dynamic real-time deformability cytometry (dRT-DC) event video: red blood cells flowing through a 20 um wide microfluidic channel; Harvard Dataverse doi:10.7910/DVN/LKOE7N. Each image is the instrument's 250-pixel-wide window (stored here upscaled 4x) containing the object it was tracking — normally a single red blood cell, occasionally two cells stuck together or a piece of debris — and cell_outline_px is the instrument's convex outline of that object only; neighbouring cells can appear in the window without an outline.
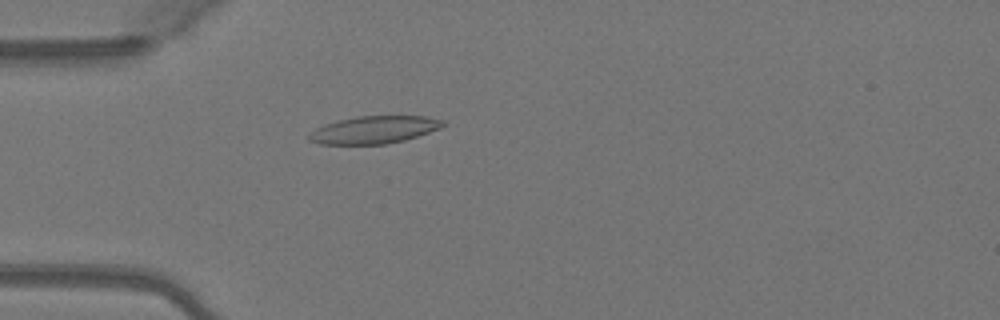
{"species": "Egyptian fruit bat (a non-hibernating species)", "species_latin": "Rousettus aegyptiacus", "temperature_condition": "warm", "stored_images_in_passage": 50, "camera_frame_rate_fps": 3000, "um_per_image_px": 0.085, "animal": {"sex": "female"}, "frame": {"image": 1, "passage_image": 15, "time_ms": 4.667, "image_size_px": [1000, 320], "cell_outline_px": [[448, 124], [440, 128], [404, 140], [384, 144], [320, 144], [308, 140], [308, 136], [316, 128], [324, 124], [356, 116], [424, 116], [444, 120]], "centroid_in_image_um": [31.81, 11.02], "position_along_channel_um": 53.2, "area_um2": 21.33}}
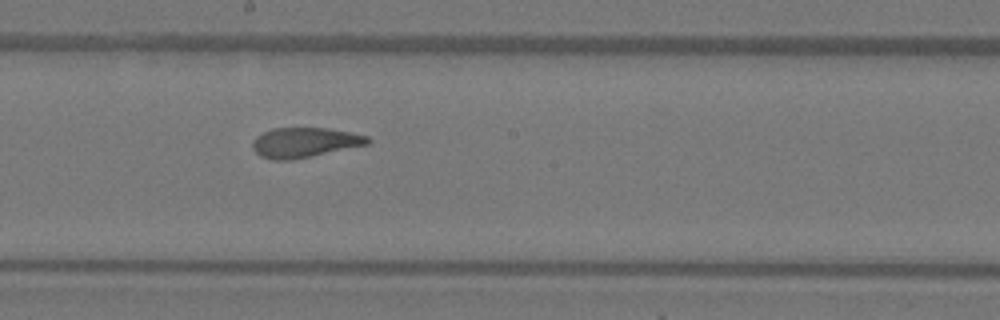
{"frame": {"image": 2, "passage_image": 28, "time_ms": 9.0, "image_size_px": [1000, 320], "cell_outline_px": [[372, 140], [368, 144], [312, 156], [292, 160], [272, 160], [260, 156], [252, 148], [252, 140], [256, 136], [272, 128], [328, 128], [368, 136]], "centroid_in_image_um": [25.86, 12.11], "position_along_channel_um": 222.3, "area_um2": 20.06}}
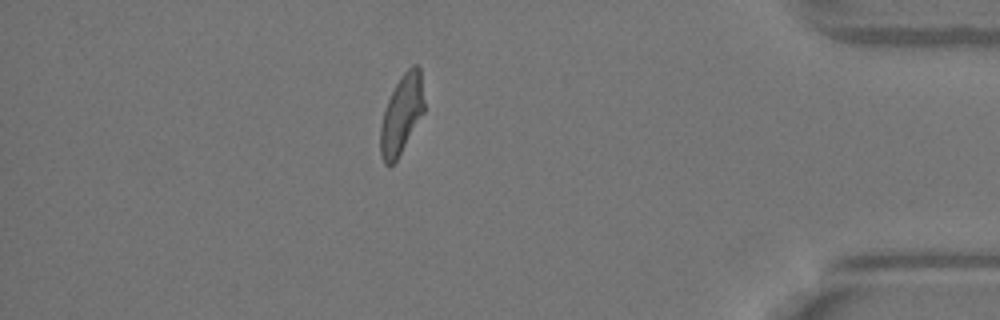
{"frame": {"image": 3, "passage_image": 44, "time_ms": 14.333, "image_size_px": [1000, 320], "cell_outline_px": [[424, 112], [396, 160], [388, 168], [384, 164], [380, 152], [380, 128], [384, 112], [388, 100], [400, 76], [412, 64], [416, 64], [420, 68], [424, 100]], "centroid_in_image_um": [34.13, 9.72], "position_along_channel_um": 401.1, "area_um2": 19.94}, "authors_computed_cell_mechanics": {"area_um2": 20.808, "velocity_mm_per_s": 4.0828, "shape_relaxation_time_tau1_ms": 4.9216, "shape_relaxation_time_tau2_ms": 1.4332, "deformation_change_tau1": 0.1818, "deformation_change_tau2": 0.0816}}